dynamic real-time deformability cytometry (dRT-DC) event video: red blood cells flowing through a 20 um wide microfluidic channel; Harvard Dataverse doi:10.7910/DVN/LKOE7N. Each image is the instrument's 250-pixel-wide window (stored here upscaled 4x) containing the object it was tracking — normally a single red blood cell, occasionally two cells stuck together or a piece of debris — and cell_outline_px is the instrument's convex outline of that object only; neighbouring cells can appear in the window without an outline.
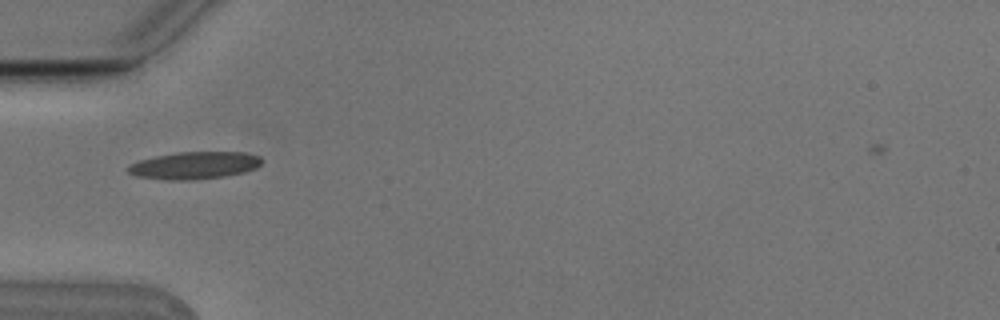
{"species": "Egyptian fruit bat (a non-hibernating species)", "species_latin": "Rousettus aegyptiacus", "temperature_condition": "cold", "stored_images_in_passage": 2, "camera_frame_rate_fps": 3000, "um_per_image_px": 0.085, "animal": {"sex": "male"}, "frame": {"image": 1, "passage_image": 1, "time_ms": 0.0, "image_size_px": [1000, 320], "cell_outline_px": [[260, 164], [256, 168], [244, 172], [224, 176], [192, 180], [164, 180], [136, 176], [128, 172], [124, 168], [128, 164], [140, 160], [156, 156], [176, 152], [244, 152], [260, 156]], "centroid_in_image_um": [16.47, 14.06], "position_along_channel_um": 68.5, "area_um2": 21.39}}